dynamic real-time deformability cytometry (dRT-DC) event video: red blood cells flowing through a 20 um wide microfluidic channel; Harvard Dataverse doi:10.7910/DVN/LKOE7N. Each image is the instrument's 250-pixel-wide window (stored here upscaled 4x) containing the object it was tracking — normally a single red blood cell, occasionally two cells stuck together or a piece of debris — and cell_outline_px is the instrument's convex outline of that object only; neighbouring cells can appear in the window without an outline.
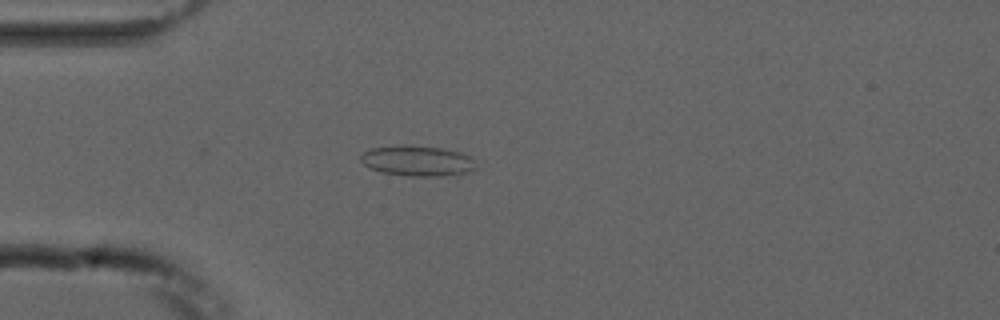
{"species": "common noctule bat (a hibernating species)", "species_latin": "Nyctalus noctula", "temperature_condition": "cold", "stored_images_in_passage": 4, "camera_frame_rate_fps": 3000, "um_per_image_px": 0.085, "animal": {"sex": "male", "forearm_length_mm": 52.5}, "frame": {"image": 1, "passage_image": 4, "time_ms": 4.0, "image_size_px": [1000, 320], "cell_outline_px": [[476, 168], [472, 172], [456, 176], [408, 176], [384, 172], [368, 168], [360, 160], [360, 156], [364, 152], [372, 148], [404, 144], [444, 148], [460, 152], [472, 156], [476, 160]], "centroid_in_image_um": [35.57, 13.67], "position_along_channel_um": 49.4, "area_um2": 21.04}}